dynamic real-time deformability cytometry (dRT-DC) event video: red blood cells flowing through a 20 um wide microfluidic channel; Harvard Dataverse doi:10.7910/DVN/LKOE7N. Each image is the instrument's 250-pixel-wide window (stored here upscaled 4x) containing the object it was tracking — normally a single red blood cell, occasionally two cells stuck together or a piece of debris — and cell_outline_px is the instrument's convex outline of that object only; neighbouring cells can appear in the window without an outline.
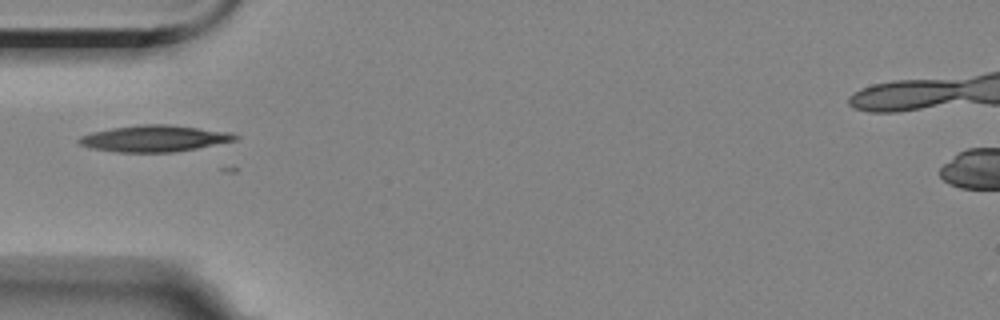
{"species": "Egyptian fruit bat (a non-hibernating species)", "species_latin": "Rousettus aegyptiacus", "temperature_condition": "room temperature", "stored_images_in_passage": 6, "camera_frame_rate_fps": 3000, "um_per_image_px": 0.085, "animal": {"sex": "female"}, "frame": {"image": 1, "passage_image": 1, "time_ms": 0.0, "image_size_px": [1000, 320], "cell_outline_px": [[240, 136], [236, 140], [196, 148], [172, 152], [116, 152], [88, 148], [80, 144], [76, 140], [80, 136], [92, 132], [112, 128], [140, 124], [168, 124], [232, 132]], "centroid_in_image_um": [13.1, 11.77], "position_along_channel_um": 71.9, "area_um2": 24.1}}
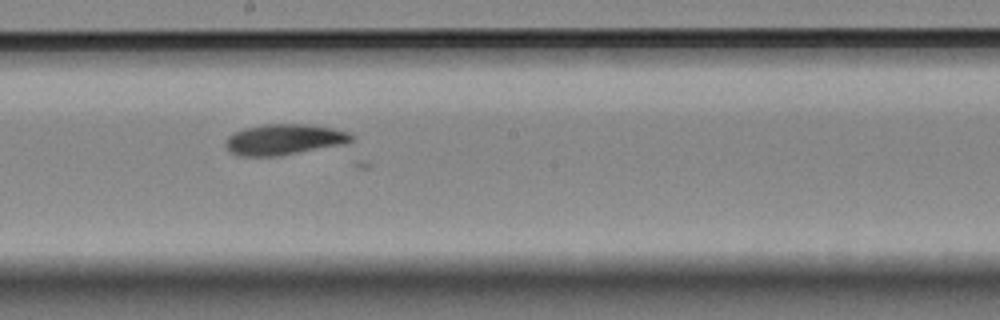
{"frame": {"image": 2, "passage_image": 5, "time_ms": 4.333, "image_size_px": [1000, 320], "cell_outline_px": [[352, 140], [344, 144], [280, 156], [240, 156], [232, 152], [224, 144], [228, 136], [232, 132], [244, 128], [264, 124], [308, 124], [332, 128], [348, 132], [352, 136]], "centroid_in_image_um": [24.12, 11.85], "position_along_channel_um": 224.1, "area_um2": 22.54}}
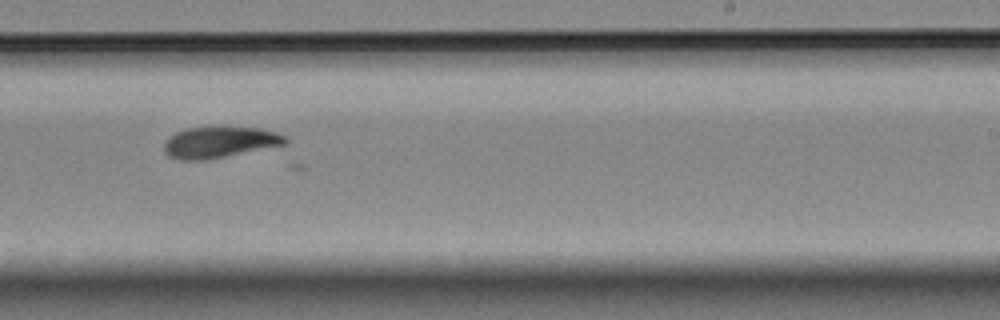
{"frame": {"image": 3, "passage_image": 6, "time_ms": 5.667, "image_size_px": [1000, 320], "cell_outline_px": [[288, 140], [284, 144], [208, 160], [180, 160], [168, 156], [164, 152], [164, 144], [168, 136], [184, 128], [212, 124], [260, 128], [276, 132], [284, 136]], "centroid_in_image_um": [18.6, 12.04], "position_along_channel_um": 270.4, "area_um2": 22.83}}